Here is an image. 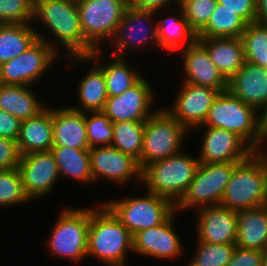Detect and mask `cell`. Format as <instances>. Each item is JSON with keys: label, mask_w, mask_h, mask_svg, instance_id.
<instances>
[{"label": "cell", "mask_w": 267, "mask_h": 266, "mask_svg": "<svg viewBox=\"0 0 267 266\" xmlns=\"http://www.w3.org/2000/svg\"><path fill=\"white\" fill-rule=\"evenodd\" d=\"M35 19L45 24L59 41L58 45L66 48V56L72 60L69 63L94 61L96 65V61L99 64L103 60L101 50L95 49L84 37L76 0H35Z\"/></svg>", "instance_id": "1"}, {"label": "cell", "mask_w": 267, "mask_h": 266, "mask_svg": "<svg viewBox=\"0 0 267 266\" xmlns=\"http://www.w3.org/2000/svg\"><path fill=\"white\" fill-rule=\"evenodd\" d=\"M93 207L90 208L87 256L108 266H125L127 251H133V235L103 203Z\"/></svg>", "instance_id": "2"}, {"label": "cell", "mask_w": 267, "mask_h": 266, "mask_svg": "<svg viewBox=\"0 0 267 266\" xmlns=\"http://www.w3.org/2000/svg\"><path fill=\"white\" fill-rule=\"evenodd\" d=\"M258 111L232 95L228 90L220 92L213 100L204 124L225 129L241 137L254 151H263V139ZM264 141V142H263ZM263 143V144H262ZM262 149V150H261Z\"/></svg>", "instance_id": "3"}, {"label": "cell", "mask_w": 267, "mask_h": 266, "mask_svg": "<svg viewBox=\"0 0 267 266\" xmlns=\"http://www.w3.org/2000/svg\"><path fill=\"white\" fill-rule=\"evenodd\" d=\"M199 159L181 151L157 160L142 170V183L147 191L170 199L176 204L193 180Z\"/></svg>", "instance_id": "4"}, {"label": "cell", "mask_w": 267, "mask_h": 266, "mask_svg": "<svg viewBox=\"0 0 267 266\" xmlns=\"http://www.w3.org/2000/svg\"><path fill=\"white\" fill-rule=\"evenodd\" d=\"M264 151H254L234 168L220 205L234 211L264 205Z\"/></svg>", "instance_id": "5"}, {"label": "cell", "mask_w": 267, "mask_h": 266, "mask_svg": "<svg viewBox=\"0 0 267 266\" xmlns=\"http://www.w3.org/2000/svg\"><path fill=\"white\" fill-rule=\"evenodd\" d=\"M187 132L189 130L173 118L164 107L155 110L145 121L143 150L138 161L140 169L143 170L154 161L184 151L181 145Z\"/></svg>", "instance_id": "6"}, {"label": "cell", "mask_w": 267, "mask_h": 266, "mask_svg": "<svg viewBox=\"0 0 267 266\" xmlns=\"http://www.w3.org/2000/svg\"><path fill=\"white\" fill-rule=\"evenodd\" d=\"M147 192L144 197L134 196L104 202L133 236L137 232L162 224L176 210L170 199Z\"/></svg>", "instance_id": "7"}, {"label": "cell", "mask_w": 267, "mask_h": 266, "mask_svg": "<svg viewBox=\"0 0 267 266\" xmlns=\"http://www.w3.org/2000/svg\"><path fill=\"white\" fill-rule=\"evenodd\" d=\"M90 208H65L48 239L49 251L72 262L87 257Z\"/></svg>", "instance_id": "8"}, {"label": "cell", "mask_w": 267, "mask_h": 266, "mask_svg": "<svg viewBox=\"0 0 267 266\" xmlns=\"http://www.w3.org/2000/svg\"><path fill=\"white\" fill-rule=\"evenodd\" d=\"M35 30L38 39L22 54L0 65V84L32 86L54 64L58 46Z\"/></svg>", "instance_id": "9"}, {"label": "cell", "mask_w": 267, "mask_h": 266, "mask_svg": "<svg viewBox=\"0 0 267 266\" xmlns=\"http://www.w3.org/2000/svg\"><path fill=\"white\" fill-rule=\"evenodd\" d=\"M239 162L199 163L193 180L183 197L175 204V209L184 211L191 207L219 205L225 187L230 181L234 168Z\"/></svg>", "instance_id": "10"}, {"label": "cell", "mask_w": 267, "mask_h": 266, "mask_svg": "<svg viewBox=\"0 0 267 266\" xmlns=\"http://www.w3.org/2000/svg\"><path fill=\"white\" fill-rule=\"evenodd\" d=\"M81 29L85 39L95 48L114 37L117 25L129 6V0H76Z\"/></svg>", "instance_id": "11"}, {"label": "cell", "mask_w": 267, "mask_h": 266, "mask_svg": "<svg viewBox=\"0 0 267 266\" xmlns=\"http://www.w3.org/2000/svg\"><path fill=\"white\" fill-rule=\"evenodd\" d=\"M145 77L117 96H109L102 112L112 123L120 121H146L155 111L151 110L155 94Z\"/></svg>", "instance_id": "12"}, {"label": "cell", "mask_w": 267, "mask_h": 266, "mask_svg": "<svg viewBox=\"0 0 267 266\" xmlns=\"http://www.w3.org/2000/svg\"><path fill=\"white\" fill-rule=\"evenodd\" d=\"M219 93L212 87L183 83L171 108L164 109L192 131L204 124L213 100Z\"/></svg>", "instance_id": "13"}, {"label": "cell", "mask_w": 267, "mask_h": 266, "mask_svg": "<svg viewBox=\"0 0 267 266\" xmlns=\"http://www.w3.org/2000/svg\"><path fill=\"white\" fill-rule=\"evenodd\" d=\"M23 187L31 200L46 197L60 177L57 163L51 151L32 152L21 156L18 163Z\"/></svg>", "instance_id": "14"}, {"label": "cell", "mask_w": 267, "mask_h": 266, "mask_svg": "<svg viewBox=\"0 0 267 266\" xmlns=\"http://www.w3.org/2000/svg\"><path fill=\"white\" fill-rule=\"evenodd\" d=\"M156 13L158 11L137 9L129 5L122 20L117 25L114 37L111 39L112 46L117 47V52L113 51L112 55L124 57V52L129 50V47L138 50V48L141 49L142 46L150 45L152 42H156V45L157 25L152 24L147 27Z\"/></svg>", "instance_id": "15"}, {"label": "cell", "mask_w": 267, "mask_h": 266, "mask_svg": "<svg viewBox=\"0 0 267 266\" xmlns=\"http://www.w3.org/2000/svg\"><path fill=\"white\" fill-rule=\"evenodd\" d=\"M89 156L94 181L102 177L116 184H125L133 178L142 181V170L138 161L113 146L90 148Z\"/></svg>", "instance_id": "16"}, {"label": "cell", "mask_w": 267, "mask_h": 266, "mask_svg": "<svg viewBox=\"0 0 267 266\" xmlns=\"http://www.w3.org/2000/svg\"><path fill=\"white\" fill-rule=\"evenodd\" d=\"M205 127L199 154L201 163L241 162L254 150L237 134L216 127Z\"/></svg>", "instance_id": "17"}, {"label": "cell", "mask_w": 267, "mask_h": 266, "mask_svg": "<svg viewBox=\"0 0 267 266\" xmlns=\"http://www.w3.org/2000/svg\"><path fill=\"white\" fill-rule=\"evenodd\" d=\"M175 213L176 210L162 224L137 232L133 236V251L160 260L181 256L182 243L174 231Z\"/></svg>", "instance_id": "18"}, {"label": "cell", "mask_w": 267, "mask_h": 266, "mask_svg": "<svg viewBox=\"0 0 267 266\" xmlns=\"http://www.w3.org/2000/svg\"><path fill=\"white\" fill-rule=\"evenodd\" d=\"M197 238L201 242L235 244L237 239V211L219 205L197 209Z\"/></svg>", "instance_id": "19"}, {"label": "cell", "mask_w": 267, "mask_h": 266, "mask_svg": "<svg viewBox=\"0 0 267 266\" xmlns=\"http://www.w3.org/2000/svg\"><path fill=\"white\" fill-rule=\"evenodd\" d=\"M183 53V83L212 87L219 92L227 90L228 80L211 61L206 48L196 40L180 50Z\"/></svg>", "instance_id": "20"}, {"label": "cell", "mask_w": 267, "mask_h": 266, "mask_svg": "<svg viewBox=\"0 0 267 266\" xmlns=\"http://www.w3.org/2000/svg\"><path fill=\"white\" fill-rule=\"evenodd\" d=\"M227 90L260 111L267 104V69L245 61L239 71L228 80Z\"/></svg>", "instance_id": "21"}, {"label": "cell", "mask_w": 267, "mask_h": 266, "mask_svg": "<svg viewBox=\"0 0 267 266\" xmlns=\"http://www.w3.org/2000/svg\"><path fill=\"white\" fill-rule=\"evenodd\" d=\"M53 146L90 149L85 125V112L71 107L52 108Z\"/></svg>", "instance_id": "22"}, {"label": "cell", "mask_w": 267, "mask_h": 266, "mask_svg": "<svg viewBox=\"0 0 267 266\" xmlns=\"http://www.w3.org/2000/svg\"><path fill=\"white\" fill-rule=\"evenodd\" d=\"M17 144L21 156L50 151L54 143L52 108L47 107L39 115L21 121Z\"/></svg>", "instance_id": "23"}, {"label": "cell", "mask_w": 267, "mask_h": 266, "mask_svg": "<svg viewBox=\"0 0 267 266\" xmlns=\"http://www.w3.org/2000/svg\"><path fill=\"white\" fill-rule=\"evenodd\" d=\"M206 48L211 61L229 80L245 62V52L240 37L197 38Z\"/></svg>", "instance_id": "24"}, {"label": "cell", "mask_w": 267, "mask_h": 266, "mask_svg": "<svg viewBox=\"0 0 267 266\" xmlns=\"http://www.w3.org/2000/svg\"><path fill=\"white\" fill-rule=\"evenodd\" d=\"M237 224V247L267 250V207L237 211Z\"/></svg>", "instance_id": "25"}, {"label": "cell", "mask_w": 267, "mask_h": 266, "mask_svg": "<svg viewBox=\"0 0 267 266\" xmlns=\"http://www.w3.org/2000/svg\"><path fill=\"white\" fill-rule=\"evenodd\" d=\"M37 98L29 86L0 84V109L21 121L39 115L48 107Z\"/></svg>", "instance_id": "26"}, {"label": "cell", "mask_w": 267, "mask_h": 266, "mask_svg": "<svg viewBox=\"0 0 267 266\" xmlns=\"http://www.w3.org/2000/svg\"><path fill=\"white\" fill-rule=\"evenodd\" d=\"M175 16L157 21V45L165 51L182 50L197 40V34L189 26L182 8L178 5ZM183 43L185 46H183ZM182 45V46H181Z\"/></svg>", "instance_id": "27"}, {"label": "cell", "mask_w": 267, "mask_h": 266, "mask_svg": "<svg viewBox=\"0 0 267 266\" xmlns=\"http://www.w3.org/2000/svg\"><path fill=\"white\" fill-rule=\"evenodd\" d=\"M92 66L87 69L86 76L84 75L77 85L80 107L71 106L81 112L102 111L109 97L103 71L97 65Z\"/></svg>", "instance_id": "28"}, {"label": "cell", "mask_w": 267, "mask_h": 266, "mask_svg": "<svg viewBox=\"0 0 267 266\" xmlns=\"http://www.w3.org/2000/svg\"><path fill=\"white\" fill-rule=\"evenodd\" d=\"M50 151L57 163L60 178L67 176L86 184L94 182L90 169L89 149L52 146Z\"/></svg>", "instance_id": "29"}, {"label": "cell", "mask_w": 267, "mask_h": 266, "mask_svg": "<svg viewBox=\"0 0 267 266\" xmlns=\"http://www.w3.org/2000/svg\"><path fill=\"white\" fill-rule=\"evenodd\" d=\"M35 26L30 24H0V65L19 56L37 39Z\"/></svg>", "instance_id": "30"}, {"label": "cell", "mask_w": 267, "mask_h": 266, "mask_svg": "<svg viewBox=\"0 0 267 266\" xmlns=\"http://www.w3.org/2000/svg\"><path fill=\"white\" fill-rule=\"evenodd\" d=\"M247 25L235 12L218 3L197 38L241 37Z\"/></svg>", "instance_id": "31"}, {"label": "cell", "mask_w": 267, "mask_h": 266, "mask_svg": "<svg viewBox=\"0 0 267 266\" xmlns=\"http://www.w3.org/2000/svg\"><path fill=\"white\" fill-rule=\"evenodd\" d=\"M110 59V62L97 66L105 76L108 96H117L136 84L143 76L136 69H131L124 57L112 55Z\"/></svg>", "instance_id": "32"}, {"label": "cell", "mask_w": 267, "mask_h": 266, "mask_svg": "<svg viewBox=\"0 0 267 266\" xmlns=\"http://www.w3.org/2000/svg\"><path fill=\"white\" fill-rule=\"evenodd\" d=\"M145 121H120L113 123L111 146L140 160L143 150Z\"/></svg>", "instance_id": "33"}, {"label": "cell", "mask_w": 267, "mask_h": 266, "mask_svg": "<svg viewBox=\"0 0 267 266\" xmlns=\"http://www.w3.org/2000/svg\"><path fill=\"white\" fill-rule=\"evenodd\" d=\"M245 61L267 69V26L250 23L241 34Z\"/></svg>", "instance_id": "34"}, {"label": "cell", "mask_w": 267, "mask_h": 266, "mask_svg": "<svg viewBox=\"0 0 267 266\" xmlns=\"http://www.w3.org/2000/svg\"><path fill=\"white\" fill-rule=\"evenodd\" d=\"M195 257L188 266H226L232 259L236 244H215L197 241Z\"/></svg>", "instance_id": "35"}, {"label": "cell", "mask_w": 267, "mask_h": 266, "mask_svg": "<svg viewBox=\"0 0 267 266\" xmlns=\"http://www.w3.org/2000/svg\"><path fill=\"white\" fill-rule=\"evenodd\" d=\"M30 202L18 168L0 170V207Z\"/></svg>", "instance_id": "36"}, {"label": "cell", "mask_w": 267, "mask_h": 266, "mask_svg": "<svg viewBox=\"0 0 267 266\" xmlns=\"http://www.w3.org/2000/svg\"><path fill=\"white\" fill-rule=\"evenodd\" d=\"M85 125L89 147L111 146L113 123L102 112H85Z\"/></svg>", "instance_id": "37"}, {"label": "cell", "mask_w": 267, "mask_h": 266, "mask_svg": "<svg viewBox=\"0 0 267 266\" xmlns=\"http://www.w3.org/2000/svg\"><path fill=\"white\" fill-rule=\"evenodd\" d=\"M34 7L35 0H0V24H30Z\"/></svg>", "instance_id": "38"}, {"label": "cell", "mask_w": 267, "mask_h": 266, "mask_svg": "<svg viewBox=\"0 0 267 266\" xmlns=\"http://www.w3.org/2000/svg\"><path fill=\"white\" fill-rule=\"evenodd\" d=\"M217 4V0H182L179 6L189 26L197 34L207 24Z\"/></svg>", "instance_id": "39"}, {"label": "cell", "mask_w": 267, "mask_h": 266, "mask_svg": "<svg viewBox=\"0 0 267 266\" xmlns=\"http://www.w3.org/2000/svg\"><path fill=\"white\" fill-rule=\"evenodd\" d=\"M20 159L17 141L0 137V170L17 168Z\"/></svg>", "instance_id": "40"}, {"label": "cell", "mask_w": 267, "mask_h": 266, "mask_svg": "<svg viewBox=\"0 0 267 266\" xmlns=\"http://www.w3.org/2000/svg\"><path fill=\"white\" fill-rule=\"evenodd\" d=\"M219 4L235 12L247 24L255 23L256 0H217Z\"/></svg>", "instance_id": "41"}, {"label": "cell", "mask_w": 267, "mask_h": 266, "mask_svg": "<svg viewBox=\"0 0 267 266\" xmlns=\"http://www.w3.org/2000/svg\"><path fill=\"white\" fill-rule=\"evenodd\" d=\"M264 252L236 246L232 259L226 266H262Z\"/></svg>", "instance_id": "42"}, {"label": "cell", "mask_w": 267, "mask_h": 266, "mask_svg": "<svg viewBox=\"0 0 267 266\" xmlns=\"http://www.w3.org/2000/svg\"><path fill=\"white\" fill-rule=\"evenodd\" d=\"M20 127L21 120L19 118L0 109V137L16 141Z\"/></svg>", "instance_id": "43"}, {"label": "cell", "mask_w": 267, "mask_h": 266, "mask_svg": "<svg viewBox=\"0 0 267 266\" xmlns=\"http://www.w3.org/2000/svg\"><path fill=\"white\" fill-rule=\"evenodd\" d=\"M169 4H173L176 7L179 5L178 0H129L130 6L142 10L159 11Z\"/></svg>", "instance_id": "44"}, {"label": "cell", "mask_w": 267, "mask_h": 266, "mask_svg": "<svg viewBox=\"0 0 267 266\" xmlns=\"http://www.w3.org/2000/svg\"><path fill=\"white\" fill-rule=\"evenodd\" d=\"M255 22L267 26V0H256Z\"/></svg>", "instance_id": "45"}, {"label": "cell", "mask_w": 267, "mask_h": 266, "mask_svg": "<svg viewBox=\"0 0 267 266\" xmlns=\"http://www.w3.org/2000/svg\"><path fill=\"white\" fill-rule=\"evenodd\" d=\"M259 125L263 139L267 142V104L260 110Z\"/></svg>", "instance_id": "46"}, {"label": "cell", "mask_w": 267, "mask_h": 266, "mask_svg": "<svg viewBox=\"0 0 267 266\" xmlns=\"http://www.w3.org/2000/svg\"><path fill=\"white\" fill-rule=\"evenodd\" d=\"M264 173H265V201L264 206L267 207V153L264 152Z\"/></svg>", "instance_id": "47"}, {"label": "cell", "mask_w": 267, "mask_h": 266, "mask_svg": "<svg viewBox=\"0 0 267 266\" xmlns=\"http://www.w3.org/2000/svg\"><path fill=\"white\" fill-rule=\"evenodd\" d=\"M262 266H267V250L264 251Z\"/></svg>", "instance_id": "48"}]
</instances>
